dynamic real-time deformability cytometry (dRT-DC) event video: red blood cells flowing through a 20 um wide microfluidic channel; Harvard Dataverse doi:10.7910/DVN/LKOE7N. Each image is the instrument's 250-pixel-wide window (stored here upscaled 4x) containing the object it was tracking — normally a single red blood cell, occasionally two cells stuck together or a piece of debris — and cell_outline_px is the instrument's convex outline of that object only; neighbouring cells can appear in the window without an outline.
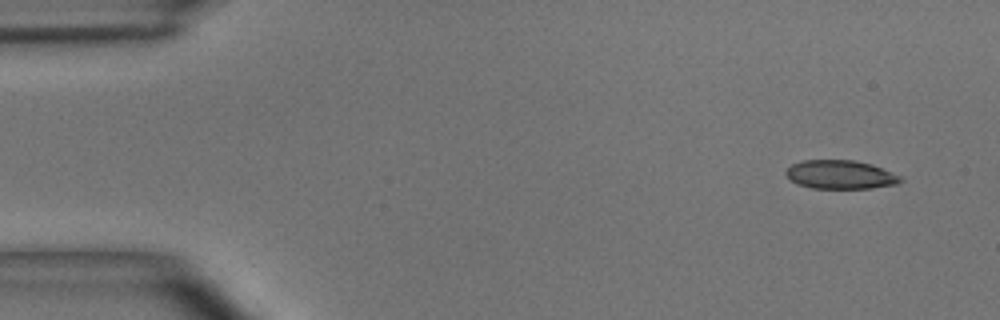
{"species": "common noctule bat (a hibernating species)", "species_latin": "Nyctalus noctula", "temperature_condition": "room temperature", "stored_images_in_passage": 4, "camera_frame_rate_fps": 3000, "um_per_image_px": 0.085, "animal": {"sex": "male", "body_mass_g": 15.6}, "frame": {"image": 1, "passage_image": 1, "time_ms": 0.0, "image_size_px": [1000, 320], "cell_outline_px": [[904, 180], [900, 184], [872, 188], [812, 188], [796, 184], [784, 172], [792, 164], [804, 160], [852, 160], [872, 164], [900, 176]], "centroid_in_image_um": [71.46, 14.85], "position_along_channel_um": 13.5, "area_um2": 19.13}}